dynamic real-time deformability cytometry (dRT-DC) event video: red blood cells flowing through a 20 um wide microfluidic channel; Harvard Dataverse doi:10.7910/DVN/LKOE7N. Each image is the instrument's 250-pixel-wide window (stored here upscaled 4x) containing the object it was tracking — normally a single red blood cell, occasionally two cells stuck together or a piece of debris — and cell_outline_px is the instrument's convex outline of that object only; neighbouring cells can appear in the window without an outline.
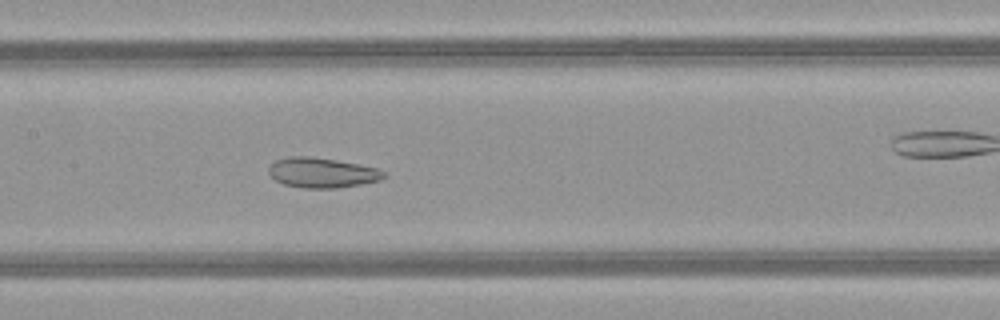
{"species": "common noctule bat (a hibernating species)", "species_latin": "Nyctalus noctula", "temperature_condition": "warm", "stored_images_in_passage": 41, "camera_frame_rate_fps": 3000, "um_per_image_px": 0.085, "animal": {"sex": "female", "body_mass_g": 21.9}, "frame": {"image": 1, "passage_image": 14, "time_ms": 4.333, "image_size_px": [1000, 320], "cell_outline_px": [[388, 176], [380, 180], [360, 184], [336, 188], [304, 188], [284, 184], [276, 180], [268, 172], [268, 168], [276, 160], [288, 156], [308, 156], [336, 160], [376, 168], [388, 172]], "centroid_in_image_um": [27.39, 14.68], "position_along_channel_um": 180.0, "area_um2": 20.06}}
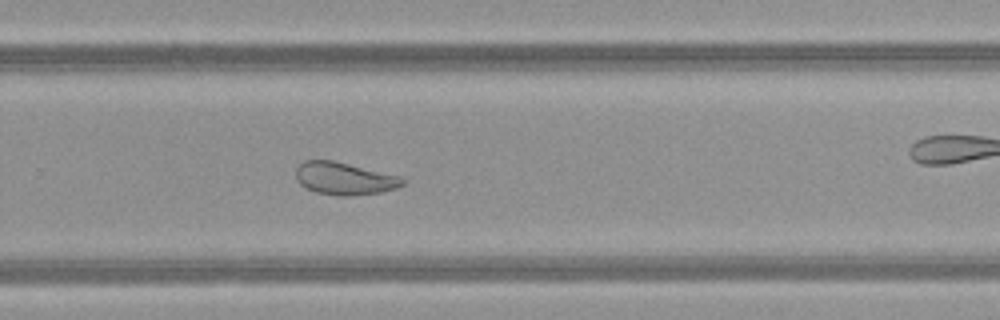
{"frame": {"image": 2, "passage_image": 23, "time_ms": 7.333, "image_size_px": [1000, 320], "cell_outline_px": [[404, 184], [396, 188], [380, 192], [352, 196], [340, 196], [316, 192], [300, 184], [296, 180], [296, 168], [304, 160], [332, 160], [400, 176], [404, 180]], "centroid_in_image_um": [29.25, 15.17], "position_along_channel_um": 300.5, "area_um2": 20.06}}
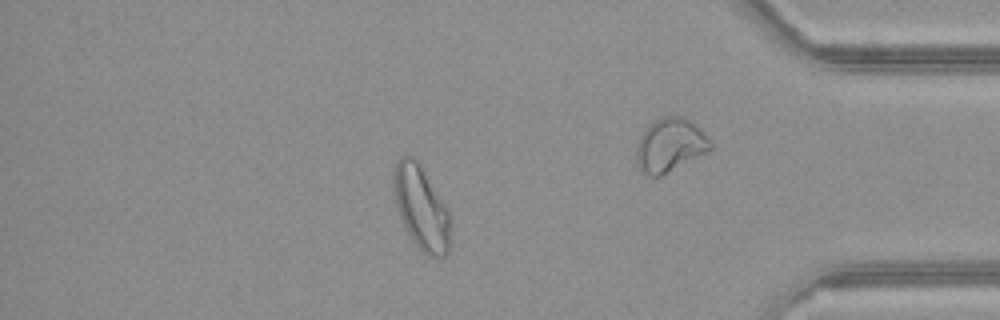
{"frame": {"image": 3, "passage_image": 33, "time_ms": 10.667, "image_size_px": [1000, 320], "cell_outline_px": [[452, 240], [448, 256], [432, 256], [424, 252], [412, 240], [400, 216], [396, 204], [396, 164], [400, 156], [412, 156], [416, 160], [448, 208]], "centroid_in_image_um": [35.89, 17.74], "position_along_channel_um": 399.3, "area_um2": 26.88}, "authors_computed_cell_mechanics": {"area_um2": 23.12, "velocity_mm_per_s": 4.0303, "shape_relaxation_time_tau1_ms": null, "shape_relaxation_time_tau2_ms": 2.1839, "deformation_change_tau1": null, "deformation_change_tau2": 0.0857}}